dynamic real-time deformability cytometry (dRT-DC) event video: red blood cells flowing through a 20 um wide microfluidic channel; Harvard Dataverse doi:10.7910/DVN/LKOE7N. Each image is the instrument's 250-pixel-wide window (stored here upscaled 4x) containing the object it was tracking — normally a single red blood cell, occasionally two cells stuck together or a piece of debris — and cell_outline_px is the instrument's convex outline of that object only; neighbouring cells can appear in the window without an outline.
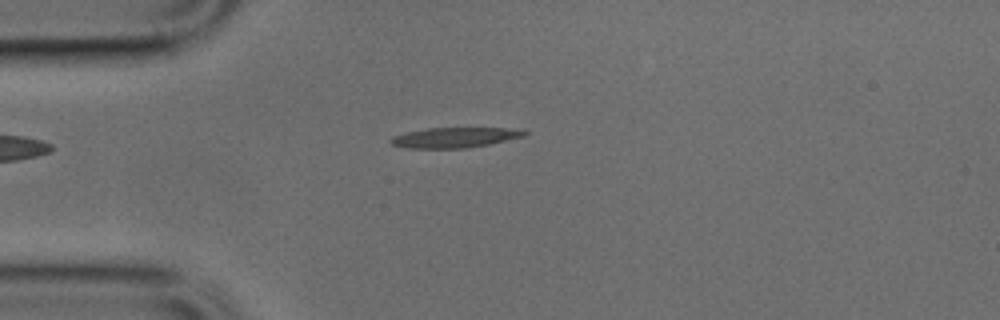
{"species": "common noctule bat (a hibernating species)", "species_latin": "Nyctalus noctula", "temperature_condition": "cold", "stored_images_in_passage": 38, "camera_frame_rate_fps": 3000, "um_per_image_px": 0.085, "animal": {"sex": "male", "body_mass_g": 17.9, "forearm_length_mm": 54.2}, "frame": {"image": 1, "passage_image": 1, "time_ms": 0.0, "image_size_px": [1000, 320], "cell_outline_px": [[528, 132], [524, 136], [488, 144], [464, 148], [408, 148], [392, 144], [388, 140], [392, 136], [408, 132], [428, 128], [524, 128]], "centroid_in_image_um": [38.68, 11.68], "position_along_channel_um": 46.3, "area_um2": 15.66}}
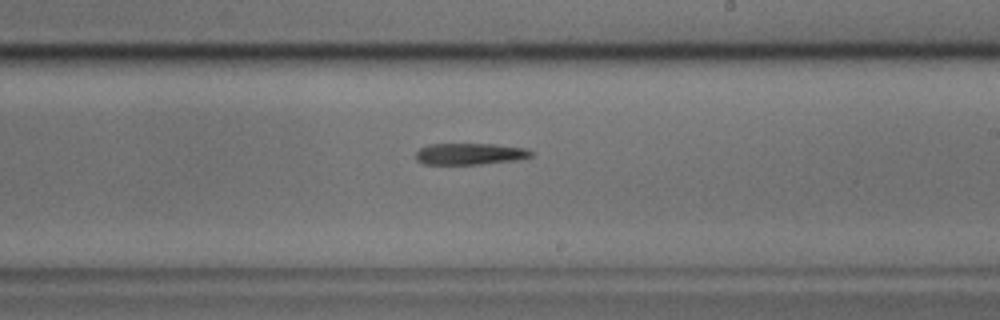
{"frame": {"image": 2, "passage_image": 17, "time_ms": 5.333, "image_size_px": [1000, 320], "cell_outline_px": [[532, 156], [516, 160], [480, 164], [424, 164], [416, 160], [416, 152], [420, 148], [428, 144], [496, 144], [528, 148], [532, 152]], "centroid_in_image_um": [39.95, 13.07], "position_along_channel_um": 249.1, "area_um2": 14.51}}
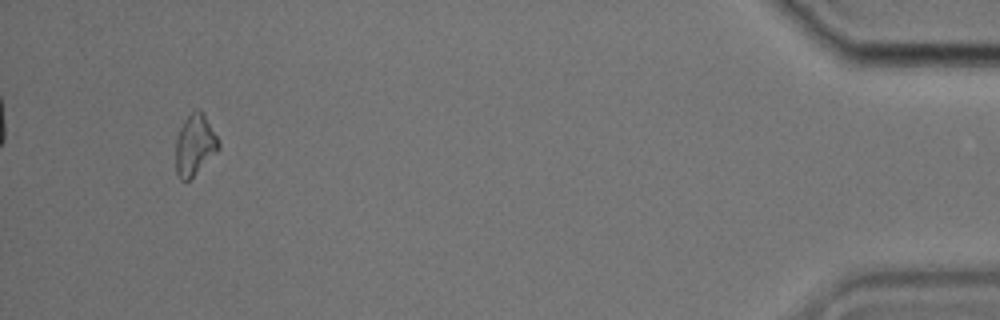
{"frame": {"image": 3, "passage_image": 35, "time_ms": 11.333, "image_size_px": [1000, 320], "cell_outline_px": [[220, 148], [188, 180], [180, 180], [176, 172], [176, 140], [180, 128], [184, 120], [196, 108], [204, 112], [220, 144]], "centroid_in_image_um": [16.55, 12.29], "position_along_channel_um": 418.7, "area_um2": 14.91}}